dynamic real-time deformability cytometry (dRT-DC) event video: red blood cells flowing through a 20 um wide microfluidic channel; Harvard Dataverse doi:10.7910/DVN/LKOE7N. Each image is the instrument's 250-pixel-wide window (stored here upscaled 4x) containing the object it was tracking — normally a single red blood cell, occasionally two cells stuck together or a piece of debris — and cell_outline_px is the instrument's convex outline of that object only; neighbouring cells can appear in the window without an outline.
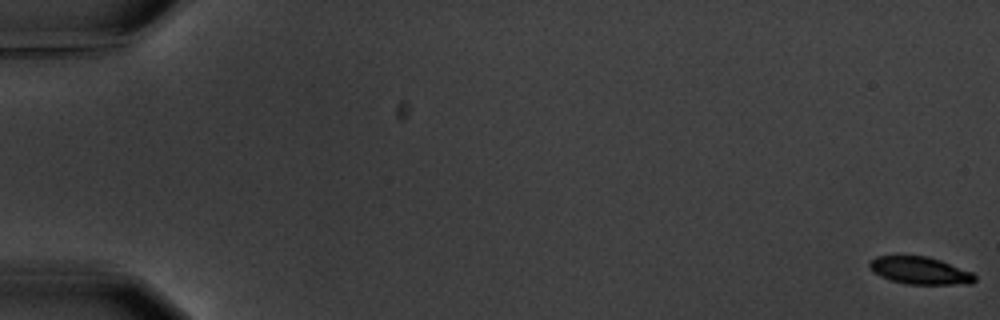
{"species": "common noctule bat (a hibernating species)", "species_latin": "Nyctalus noctula", "temperature_condition": "warm", "stored_images_in_passage": 8, "camera_frame_rate_fps": 3000, "um_per_image_px": 0.085, "animal": {"sex": "male", "body_mass_g": 20.1, "forearm_length_mm": 53.5}, "frame": {"image": 1, "passage_image": 1, "time_ms": 0.0, "image_size_px": [1000, 320], "cell_outline_px": [[976, 280], [972, 284], [908, 284], [892, 280], [880, 276], [868, 264], [868, 260], [876, 256], [924, 256], [940, 260], [972, 272], [976, 276]], "centroid_in_image_um": [78.22, 23.0], "position_along_channel_um": 6.8, "area_um2": 16.65}}
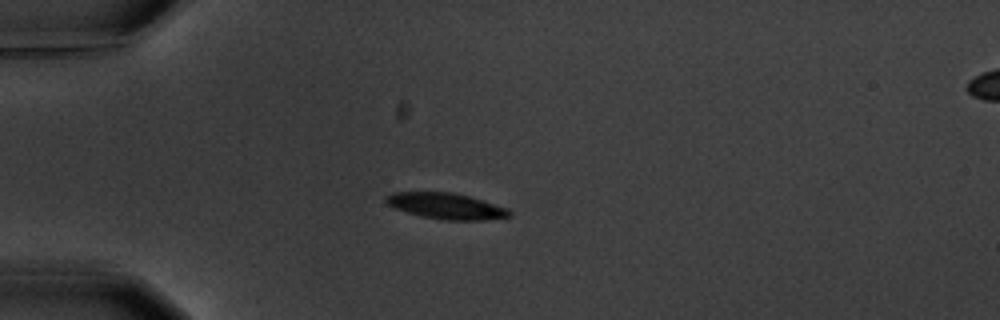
{"frame": {"image": 2, "passage_image": 5, "time_ms": 5.333, "image_size_px": [1000, 320], "cell_outline_px": [[512, 216], [484, 220], [444, 220], [420, 216], [396, 208], [388, 204], [384, 200], [392, 192], [452, 192], [468, 196], [508, 208], [512, 212]], "centroid_in_image_um": [37.95, 17.52], "position_along_channel_um": 47.0, "area_um2": 18.55}}
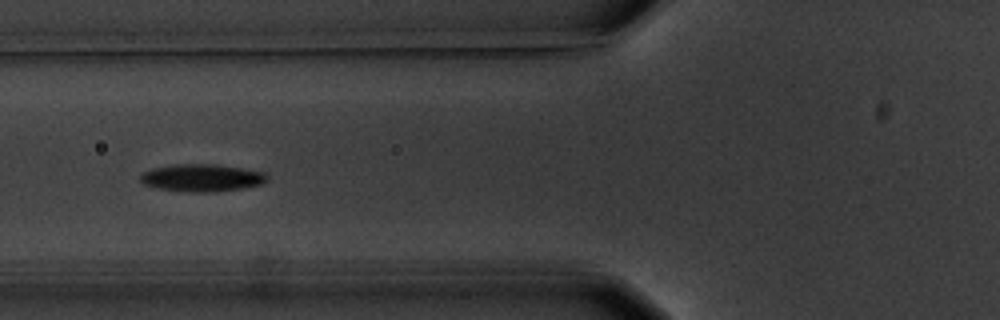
{"frame": {"image": 3, "passage_image": 7, "time_ms": 7.667, "image_size_px": [1000, 320], "cell_outline_px": [[268, 180], [260, 184], [240, 188], [216, 192], [188, 192], [160, 188], [144, 184], [140, 180], [140, 176], [144, 172], [152, 168], [176, 164], [216, 164], [264, 172], [268, 176]], "centroid_in_image_um": [17.16, 15.11], "position_along_channel_um": 108.6, "area_um2": 20.06}}